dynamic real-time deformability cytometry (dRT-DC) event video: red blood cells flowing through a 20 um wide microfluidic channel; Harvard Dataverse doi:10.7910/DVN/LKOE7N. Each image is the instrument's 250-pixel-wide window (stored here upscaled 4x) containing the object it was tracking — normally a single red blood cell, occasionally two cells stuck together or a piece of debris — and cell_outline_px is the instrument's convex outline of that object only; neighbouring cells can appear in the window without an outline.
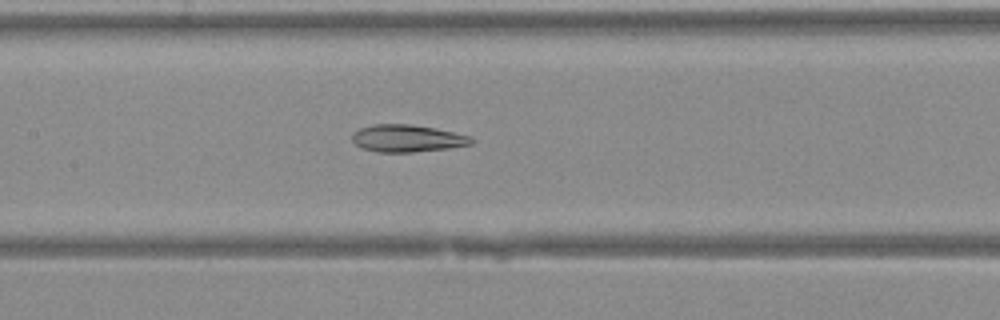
{"species": "Egyptian fruit bat (a non-hibernating species)", "species_latin": "Rousettus aegyptiacus", "temperature_condition": "warm", "stored_images_in_passage": 39, "camera_frame_rate_fps": 3000, "um_per_image_px": 0.085, "animal": {"sex": "female"}, "frame": {"image": 1, "passage_image": 20, "time_ms": 6.333, "image_size_px": [1000, 320], "cell_outline_px": [[476, 140], [472, 144], [448, 148], [412, 152], [376, 152], [360, 148], [352, 140], [352, 132], [360, 128], [372, 124], [412, 124], [452, 132], [468, 136]], "centroid_in_image_um": [34.56, 11.76], "position_along_channel_um": 172.8, "area_um2": 18.9}}
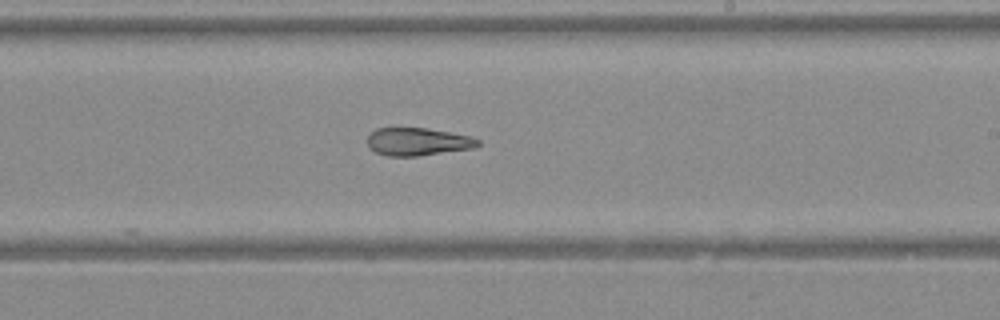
{"frame": {"image": 2, "passage_image": 25, "time_ms": 8.0, "image_size_px": [1000, 320], "cell_outline_px": [[480, 144], [476, 148], [416, 156], [388, 156], [376, 152], [368, 148], [368, 136], [376, 128], [424, 128], [472, 136], [480, 140]], "centroid_in_image_um": [35.53, 12.05], "position_along_channel_um": 253.5, "area_um2": 17.92}}
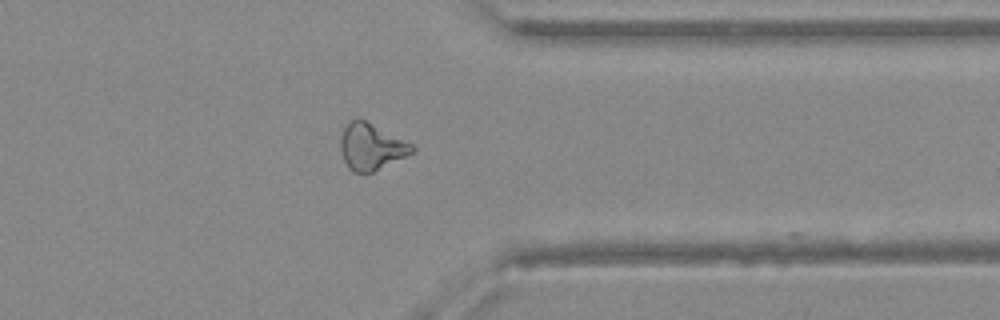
{"frame": {"image": 3, "passage_image": 33, "time_ms": 10.667, "image_size_px": [1000, 320], "cell_outline_px": [[416, 148], [412, 152], [372, 172], [352, 172], [348, 168], [344, 160], [340, 148], [340, 136], [348, 120], [356, 116], [360, 116], [412, 144]], "centroid_in_image_um": [31.49, 12.41], "position_along_channel_um": 379.9, "area_um2": 19.48}}